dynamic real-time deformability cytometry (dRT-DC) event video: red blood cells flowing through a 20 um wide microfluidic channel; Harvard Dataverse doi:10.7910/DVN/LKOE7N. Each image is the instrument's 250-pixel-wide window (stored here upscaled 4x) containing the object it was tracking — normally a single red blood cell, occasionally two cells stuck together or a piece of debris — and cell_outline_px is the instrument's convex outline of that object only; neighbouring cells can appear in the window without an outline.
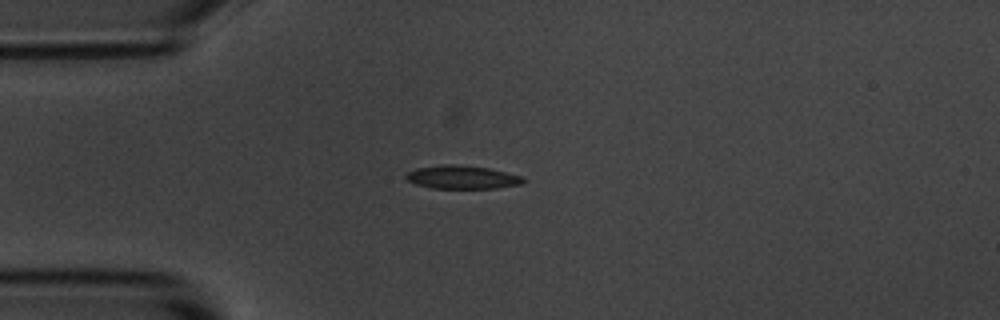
{"species": "common noctule bat (a hibernating species)", "species_latin": "Nyctalus noctula", "temperature_condition": "room temperature", "stored_images_in_passage": 42, "camera_frame_rate_fps": 3000, "um_per_image_px": 0.085, "animal": {"sex": "male", "body_mass_g": 20.1, "forearm_length_mm": 53.5}, "frame": {"image": 1, "passage_image": 1, "time_ms": 0.0, "image_size_px": [1000, 320], "cell_outline_px": [[524, 184], [496, 188], [432, 188], [416, 184], [408, 180], [404, 176], [408, 172], [416, 168], [440, 164], [452, 164], [488, 168], [520, 176], [524, 180]], "centroid_in_image_um": [39.25, 15.06], "position_along_channel_um": 45.8, "area_um2": 15.78}}
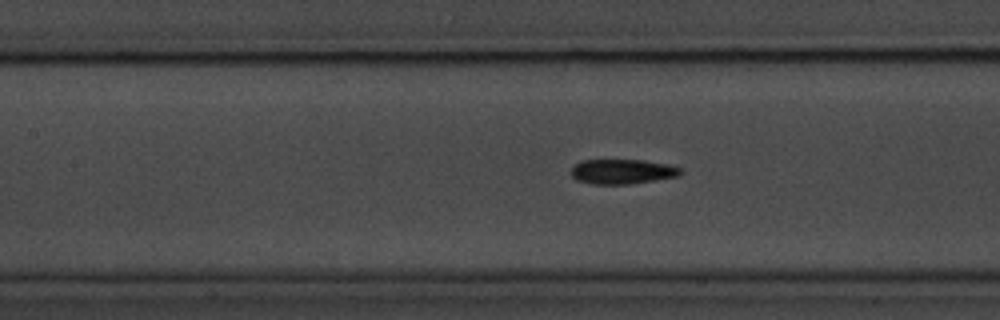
{"frame": {"image": 2, "passage_image": 11, "time_ms": 3.333, "image_size_px": [1000, 320], "cell_outline_px": [[684, 172], [680, 176], [628, 184], [592, 184], [576, 180], [572, 176], [572, 168], [576, 164], [584, 160], [644, 160], [668, 164], [680, 168]], "centroid_in_image_um": [52.93, 14.58], "position_along_channel_um": 154.5, "area_um2": 15.78}}
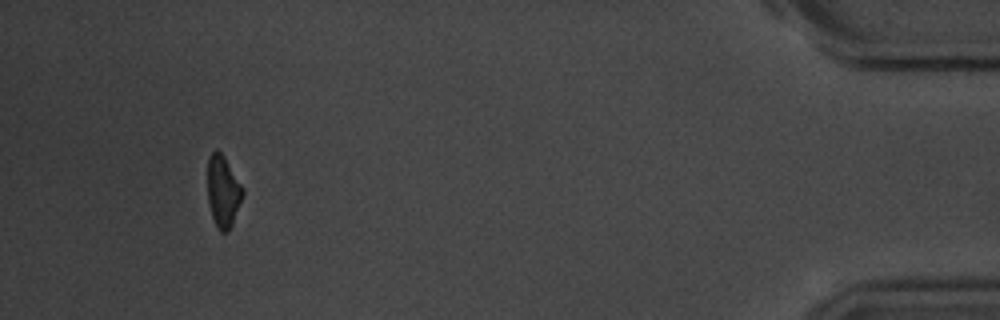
{"frame": {"image": 3, "passage_image": 38, "time_ms": 12.333, "image_size_px": [1000, 320], "cell_outline_px": [[244, 192], [232, 224], [228, 232], [220, 232], [216, 228], [212, 216], [208, 200], [208, 156], [216, 148], [224, 156], [244, 188]], "centroid_in_image_um": [18.96, 16.26], "position_along_channel_um": 416.2, "area_um2": 14.68}, "authors_computed_cell_mechanics": {"area_um2": 15.6927, "velocity_mm_per_s": 3.6888, "shape_relaxation_time_tau1_ms": 3.0693, "shape_relaxation_time_tau2_ms": 3.8173, "deformation_change_tau1": 0.1408, "deformation_change_tau2": 0.119}}